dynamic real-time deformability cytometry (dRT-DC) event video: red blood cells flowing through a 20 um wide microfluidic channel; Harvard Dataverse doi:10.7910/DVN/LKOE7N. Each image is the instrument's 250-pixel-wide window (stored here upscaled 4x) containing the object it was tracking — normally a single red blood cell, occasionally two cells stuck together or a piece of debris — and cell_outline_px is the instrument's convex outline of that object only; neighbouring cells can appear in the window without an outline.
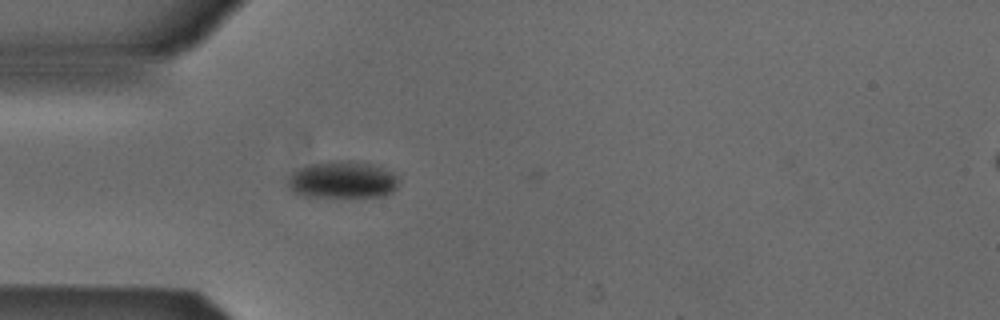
{"species": "Egyptian fruit bat (a non-hibernating species)", "species_latin": "Rousettus aegyptiacus", "temperature_condition": "cold", "stored_images_in_passage": 33, "camera_frame_rate_fps": 3000, "um_per_image_px": 0.085, "animal": {"sex": "male"}, "frame": {"image": 1, "passage_image": 6, "time_ms": 1.667, "image_size_px": [1000, 320], "cell_outline_px": [[400, 184], [392, 192], [384, 196], [308, 196], [292, 192], [288, 184], [288, 176], [292, 172], [300, 168], [312, 164], [336, 160], [352, 160], [372, 164], [384, 168], [392, 172], [400, 180]], "centroid_in_image_um": [29.15, 15.27], "position_along_channel_um": 55.9, "area_um2": 23.93}}
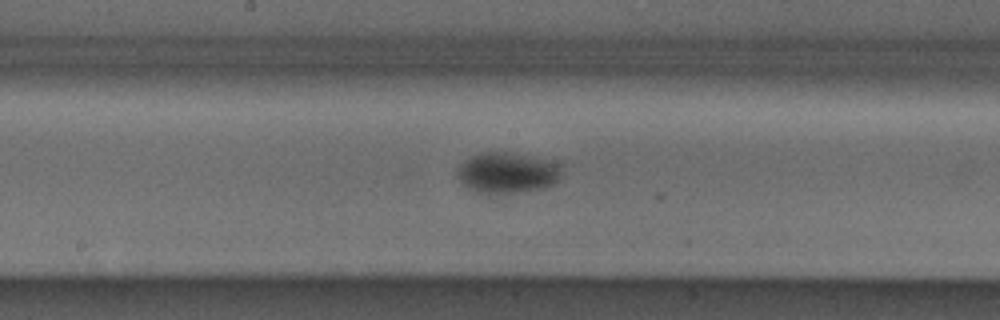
{"frame": {"image": 2, "passage_image": 18, "time_ms": 5.667, "image_size_px": [1000, 320], "cell_outline_px": [[564, 164], [560, 176], [556, 184], [544, 188], [516, 192], [476, 192], [468, 188], [456, 176], [456, 168], [460, 164], [472, 156], [484, 152], [504, 152], [532, 156], [556, 160]], "centroid_in_image_um": [43.19, 14.66], "position_along_channel_um": 205.0, "area_um2": 25.03}}
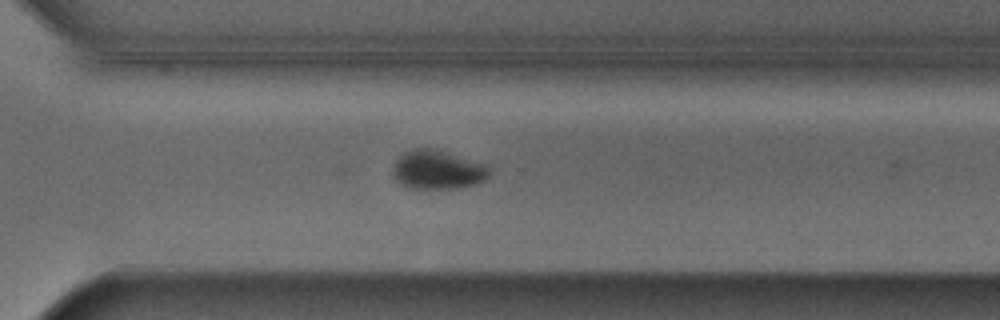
{"frame": {"image": 3, "passage_image": 28, "time_ms": 9.0, "image_size_px": [1000, 320], "cell_outline_px": [[488, 176], [484, 180], [476, 184], [460, 188], [408, 188], [396, 180], [392, 176], [392, 164], [404, 152], [416, 148], [432, 148], [488, 164]], "centroid_in_image_um": [37.17, 14.43], "position_along_channel_um": 333.4, "area_um2": 21.96}}